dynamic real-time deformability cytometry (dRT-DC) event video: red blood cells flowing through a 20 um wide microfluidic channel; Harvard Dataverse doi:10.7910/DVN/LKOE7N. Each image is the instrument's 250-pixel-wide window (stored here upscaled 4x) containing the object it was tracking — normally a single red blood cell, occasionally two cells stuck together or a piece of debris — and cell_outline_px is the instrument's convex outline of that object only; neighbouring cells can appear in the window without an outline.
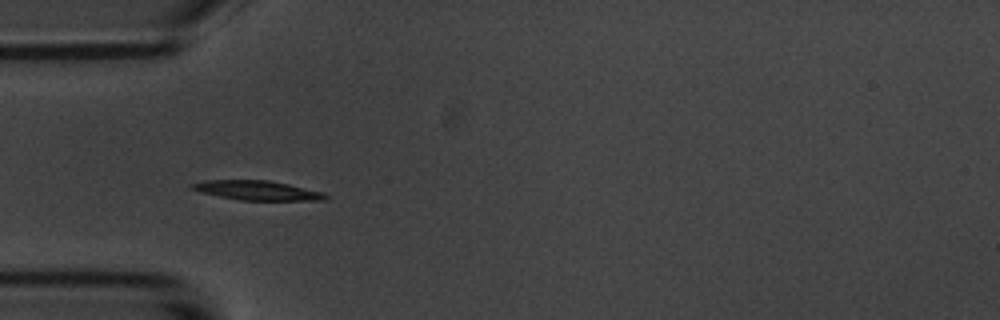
{"species": "common noctule bat (a hibernating species)", "species_latin": "Nyctalus noctula", "temperature_condition": "room temperature", "stored_images_in_passage": 4, "camera_frame_rate_fps": 3000, "um_per_image_px": 0.085, "animal": {"sex": "male", "body_mass_g": 20.1, "forearm_length_mm": 53.5}, "frame": {"image": 1, "passage_image": 3, "time_ms": 3.333, "image_size_px": [1000, 320], "cell_outline_px": [[332, 196], [328, 200], [240, 200], [200, 192], [192, 188], [188, 184], [204, 180], [268, 180], [288, 184], [324, 192]], "centroid_in_image_um": [21.92, 16.18], "position_along_channel_um": 63.1, "area_um2": 15.2}}